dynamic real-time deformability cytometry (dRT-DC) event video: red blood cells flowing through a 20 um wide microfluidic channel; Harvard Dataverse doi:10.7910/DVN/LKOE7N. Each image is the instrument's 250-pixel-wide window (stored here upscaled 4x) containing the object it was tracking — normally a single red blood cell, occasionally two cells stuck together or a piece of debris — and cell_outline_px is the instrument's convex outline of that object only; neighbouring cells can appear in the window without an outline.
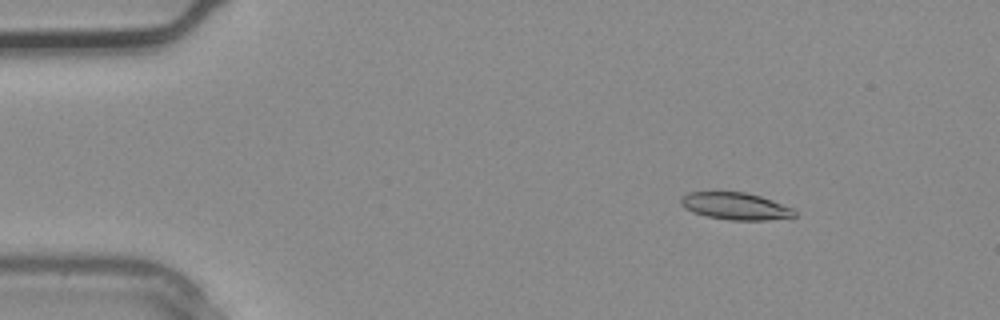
{"species": "common noctule bat (a hibernating species)", "species_latin": "Nyctalus noctula", "temperature_condition": "warm", "stored_images_in_passage": 3, "camera_frame_rate_fps": 3000, "um_per_image_px": 0.085, "animal": {"sex": "male", "body_mass_g": 20.4}, "frame": {"image": 1, "passage_image": 3, "time_ms": 0.667, "image_size_px": [1000, 320], "cell_outline_px": [[796, 216], [792, 220], [728, 220], [708, 216], [692, 212], [684, 208], [680, 204], [680, 196], [688, 192], [744, 192], [760, 196], [772, 200], [792, 208], [796, 212]], "centroid_in_image_um": [62.56, 17.54], "position_along_channel_um": 22.4, "area_um2": 18.32}}